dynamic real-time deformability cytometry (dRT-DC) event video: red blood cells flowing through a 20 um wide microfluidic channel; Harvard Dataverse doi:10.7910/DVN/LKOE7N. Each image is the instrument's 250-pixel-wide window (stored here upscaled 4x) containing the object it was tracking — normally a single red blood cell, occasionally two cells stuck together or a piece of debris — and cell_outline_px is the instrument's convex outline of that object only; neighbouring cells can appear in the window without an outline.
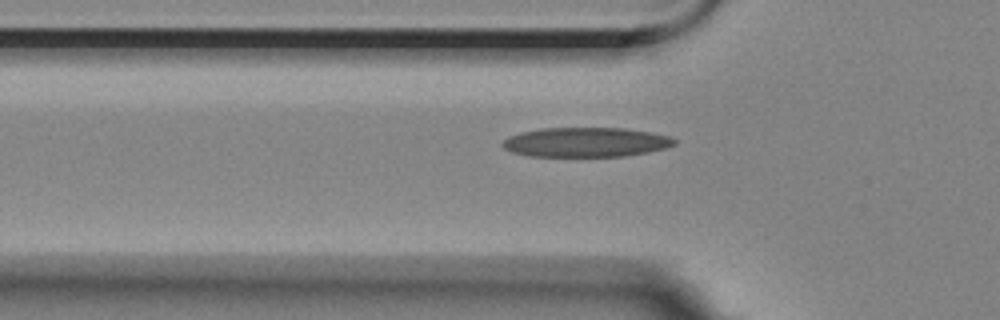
{"species": "Egyptian fruit bat (a non-hibernating species)", "species_latin": "Rousettus aegyptiacus", "temperature_condition": "room temperature", "stored_images_in_passage": 40, "camera_frame_rate_fps": 3000, "um_per_image_px": 0.085, "animal": {"sex": "female"}, "frame": {"image": 1, "passage_image": 3, "time_ms": 0.667, "image_size_px": [1000, 320], "cell_outline_px": [[676, 144], [664, 148], [648, 152], [624, 156], [528, 156], [512, 152], [504, 148], [500, 144], [508, 136], [520, 132], [540, 128], [624, 128], [672, 136], [676, 140]], "centroid_in_image_um": [49.77, 12.08], "position_along_channel_um": 76.0, "area_um2": 29.65}}
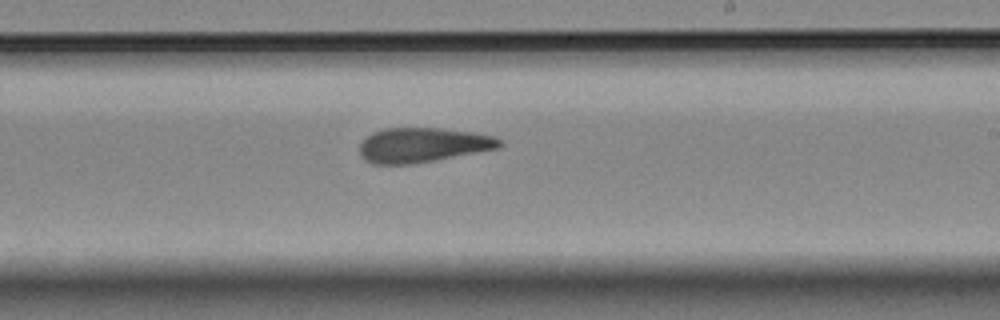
{"frame": {"image": 2, "passage_image": 18, "time_ms": 5.667, "image_size_px": [1000, 320], "cell_outline_px": [[504, 144], [496, 148], [412, 164], [372, 164], [364, 160], [360, 152], [360, 144], [372, 132], [384, 128], [440, 128], [472, 132], [496, 136], [504, 140]], "centroid_in_image_um": [35.93, 12.31], "position_along_channel_um": 253.1, "area_um2": 28.09}}
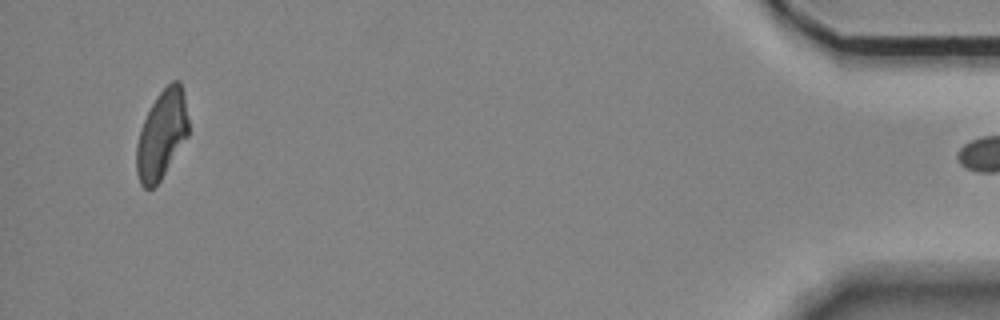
{"frame": {"image": 3, "passage_image": 39, "time_ms": 12.667, "image_size_px": [1000, 320], "cell_outline_px": [[188, 136], [160, 180], [152, 188], [144, 188], [140, 184], [136, 172], [136, 144], [140, 128], [156, 96], [172, 80], [180, 80], [184, 92], [188, 120]], "centroid_in_image_um": [13.74, 11.43], "position_along_channel_um": 421.5, "area_um2": 26.76}}